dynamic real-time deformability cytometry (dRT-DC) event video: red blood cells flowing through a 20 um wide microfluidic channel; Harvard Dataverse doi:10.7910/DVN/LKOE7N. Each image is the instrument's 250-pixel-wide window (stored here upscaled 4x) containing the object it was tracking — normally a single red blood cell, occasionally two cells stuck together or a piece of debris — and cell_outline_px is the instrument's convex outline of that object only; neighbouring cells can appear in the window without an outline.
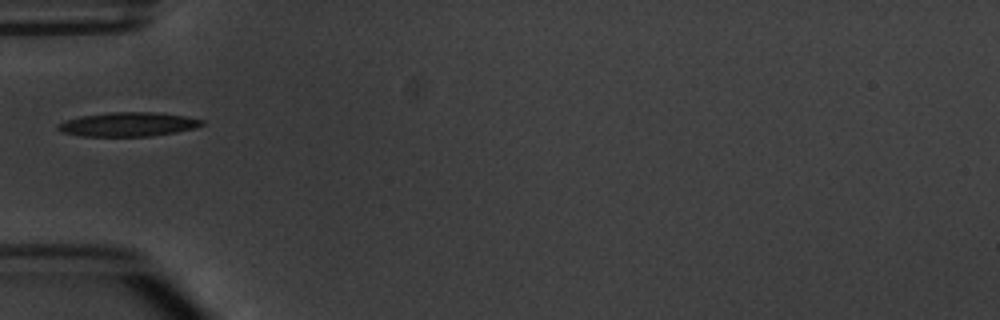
{"species": "common noctule bat (a hibernating species)", "species_latin": "Nyctalus noctula", "temperature_condition": "warm", "stored_images_in_passage": 1, "camera_frame_rate_fps": 3000, "um_per_image_px": 0.085, "animal": {"sex": "male", "body_mass_g": 20.1, "forearm_length_mm": 53.5}, "frame": {"image": 1, "passage_image": 1, "time_ms": 0.0, "image_size_px": [1000, 320], "cell_outline_px": [[204, 124], [192, 128], [176, 132], [152, 136], [80, 136], [64, 132], [56, 128], [56, 124], [80, 116], [112, 112], [156, 112], [184, 116], [204, 120]], "centroid_in_image_um": [10.88, 10.57], "position_along_channel_um": 74.1, "area_um2": 20.06}}